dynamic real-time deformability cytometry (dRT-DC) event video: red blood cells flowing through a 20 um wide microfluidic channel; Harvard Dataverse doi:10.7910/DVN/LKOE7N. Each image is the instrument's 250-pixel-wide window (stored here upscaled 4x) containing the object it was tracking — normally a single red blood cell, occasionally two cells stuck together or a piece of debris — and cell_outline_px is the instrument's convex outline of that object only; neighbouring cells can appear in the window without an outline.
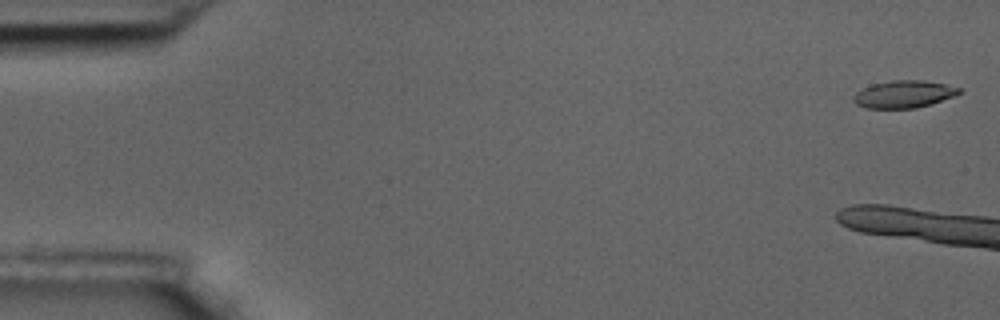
{"species": "common noctule bat (a hibernating species)", "species_latin": "Nyctalus noctula", "temperature_condition": "room temperature", "stored_images_in_passage": 7, "camera_frame_rate_fps": 3000, "um_per_image_px": 0.085, "animal": {"sex": "male", "body_mass_g": 17.5, "forearm_length_mm": 52.3}, "frame": {"image": 1, "passage_image": 2, "time_ms": 0.333, "image_size_px": [1000, 320], "cell_outline_px": [[960, 92], [952, 96], [916, 108], [868, 108], [856, 104], [852, 100], [852, 96], [856, 92], [872, 84], [892, 80], [924, 80], [944, 84], [960, 88]], "centroid_in_image_um": [76.76, 8.0], "position_along_channel_um": 8.2, "area_um2": 16.53}}